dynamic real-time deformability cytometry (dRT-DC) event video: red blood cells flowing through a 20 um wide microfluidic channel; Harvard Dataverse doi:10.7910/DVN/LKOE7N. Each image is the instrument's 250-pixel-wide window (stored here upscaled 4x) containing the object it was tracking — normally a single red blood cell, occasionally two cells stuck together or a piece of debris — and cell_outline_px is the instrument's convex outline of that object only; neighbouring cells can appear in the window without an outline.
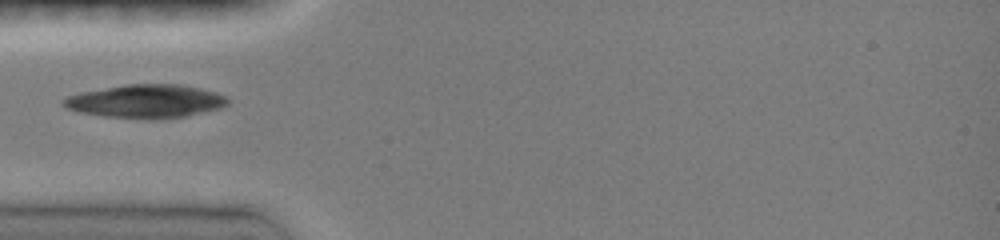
{"species": "common noctule bat (a hibernating species)", "species_latin": "Nyctalus noctula", "temperature_condition": "room temperature", "stored_images_in_passage": 13, "camera_frame_rate_fps": 3000, "um_per_image_px": 0.085, "animal": {"sex": "female", "body_mass_g": 19.0, "forearm_length_mm": 51.5}, "frame": {"image": 1, "passage_image": 1, "time_ms": 0.0, "image_size_px": [1000, 240], "cell_outline_px": [[228, 104], [220, 108], [184, 116], [156, 120], [148, 120], [104, 116], [80, 112], [64, 108], [60, 104], [60, 100], [68, 96], [80, 92], [128, 84], [180, 84], [200, 88], [228, 96]], "centroid_in_image_um": [12.36, 8.61], "position_along_channel_um": 72.6, "area_um2": 32.19}}
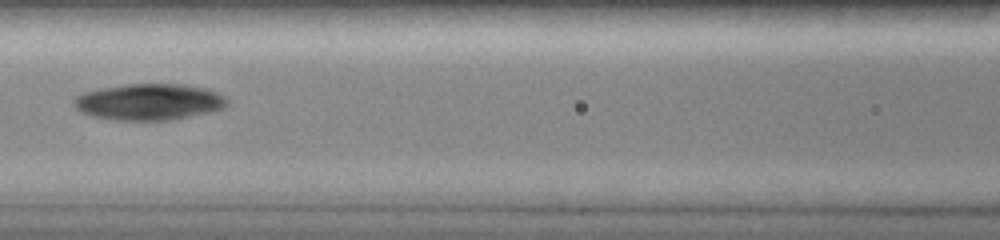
{"frame": {"image": 2, "passage_image": 9, "time_ms": 2.0, "image_size_px": [1000, 240], "cell_outline_px": [[228, 104], [224, 108], [212, 112], [172, 120], [116, 120], [92, 116], [80, 112], [72, 104], [72, 100], [76, 96], [84, 92], [100, 88], [128, 84], [188, 84], [204, 88], [216, 92], [224, 96], [228, 100]], "centroid_in_image_um": [12.67, 8.66], "position_along_channel_um": 153.9, "area_um2": 32.77}}